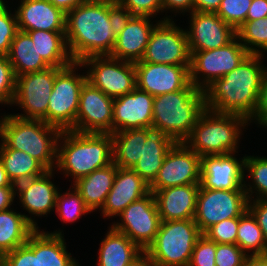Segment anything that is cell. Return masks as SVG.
Returning <instances> with one entry per match:
<instances>
[{"label":"cell","instance_id":"31","mask_svg":"<svg viewBox=\"0 0 267 266\" xmlns=\"http://www.w3.org/2000/svg\"><path fill=\"white\" fill-rule=\"evenodd\" d=\"M33 45L34 42L26 32L19 30L16 33L7 55L15 77L24 73L42 71L50 67Z\"/></svg>","mask_w":267,"mask_h":266},{"label":"cell","instance_id":"20","mask_svg":"<svg viewBox=\"0 0 267 266\" xmlns=\"http://www.w3.org/2000/svg\"><path fill=\"white\" fill-rule=\"evenodd\" d=\"M54 171L47 170L38 177L16 185V195L20 200L19 203L25 211L31 214L26 215L24 213V216L36 229H39V226L34 218L48 216V213L50 214L55 210L56 196L60 189L51 181L56 173Z\"/></svg>","mask_w":267,"mask_h":266},{"label":"cell","instance_id":"39","mask_svg":"<svg viewBox=\"0 0 267 266\" xmlns=\"http://www.w3.org/2000/svg\"><path fill=\"white\" fill-rule=\"evenodd\" d=\"M1 266H38V229L29 236L26 244L2 255Z\"/></svg>","mask_w":267,"mask_h":266},{"label":"cell","instance_id":"29","mask_svg":"<svg viewBox=\"0 0 267 266\" xmlns=\"http://www.w3.org/2000/svg\"><path fill=\"white\" fill-rule=\"evenodd\" d=\"M152 128H136L112 133L113 163L118 168H133L141 158L142 146Z\"/></svg>","mask_w":267,"mask_h":266},{"label":"cell","instance_id":"43","mask_svg":"<svg viewBox=\"0 0 267 266\" xmlns=\"http://www.w3.org/2000/svg\"><path fill=\"white\" fill-rule=\"evenodd\" d=\"M239 218L220 221L208 228L203 235L215 243L236 244Z\"/></svg>","mask_w":267,"mask_h":266},{"label":"cell","instance_id":"24","mask_svg":"<svg viewBox=\"0 0 267 266\" xmlns=\"http://www.w3.org/2000/svg\"><path fill=\"white\" fill-rule=\"evenodd\" d=\"M14 11L20 31L66 29V14L48 0H21Z\"/></svg>","mask_w":267,"mask_h":266},{"label":"cell","instance_id":"42","mask_svg":"<svg viewBox=\"0 0 267 266\" xmlns=\"http://www.w3.org/2000/svg\"><path fill=\"white\" fill-rule=\"evenodd\" d=\"M16 77L8 57L0 55V104L12 107Z\"/></svg>","mask_w":267,"mask_h":266},{"label":"cell","instance_id":"38","mask_svg":"<svg viewBox=\"0 0 267 266\" xmlns=\"http://www.w3.org/2000/svg\"><path fill=\"white\" fill-rule=\"evenodd\" d=\"M55 212L63 223H74L83 215L91 213L80 193L71 185L70 189L62 194L58 191L56 196Z\"/></svg>","mask_w":267,"mask_h":266},{"label":"cell","instance_id":"1","mask_svg":"<svg viewBox=\"0 0 267 266\" xmlns=\"http://www.w3.org/2000/svg\"><path fill=\"white\" fill-rule=\"evenodd\" d=\"M264 54H249L236 68L215 80L205 90L206 109L219 114H235L249 121L259 104L267 67Z\"/></svg>","mask_w":267,"mask_h":266},{"label":"cell","instance_id":"16","mask_svg":"<svg viewBox=\"0 0 267 266\" xmlns=\"http://www.w3.org/2000/svg\"><path fill=\"white\" fill-rule=\"evenodd\" d=\"M114 98L107 96L88 81L81 88L73 131L112 133Z\"/></svg>","mask_w":267,"mask_h":266},{"label":"cell","instance_id":"32","mask_svg":"<svg viewBox=\"0 0 267 266\" xmlns=\"http://www.w3.org/2000/svg\"><path fill=\"white\" fill-rule=\"evenodd\" d=\"M35 230L24 214L14 208L0 212V254L4 255L26 244Z\"/></svg>","mask_w":267,"mask_h":266},{"label":"cell","instance_id":"23","mask_svg":"<svg viewBox=\"0 0 267 266\" xmlns=\"http://www.w3.org/2000/svg\"><path fill=\"white\" fill-rule=\"evenodd\" d=\"M200 184L172 186L150 190L161 221L194 219Z\"/></svg>","mask_w":267,"mask_h":266},{"label":"cell","instance_id":"50","mask_svg":"<svg viewBox=\"0 0 267 266\" xmlns=\"http://www.w3.org/2000/svg\"><path fill=\"white\" fill-rule=\"evenodd\" d=\"M162 5L163 13L167 11L165 14L167 17L164 16L160 19L161 21L172 20V17L167 15L169 10L174 12L175 17L177 13L184 15L185 12L191 13L193 11V0H162Z\"/></svg>","mask_w":267,"mask_h":266},{"label":"cell","instance_id":"37","mask_svg":"<svg viewBox=\"0 0 267 266\" xmlns=\"http://www.w3.org/2000/svg\"><path fill=\"white\" fill-rule=\"evenodd\" d=\"M236 33L250 54L263 55V52H267V17L244 22Z\"/></svg>","mask_w":267,"mask_h":266},{"label":"cell","instance_id":"19","mask_svg":"<svg viewBox=\"0 0 267 266\" xmlns=\"http://www.w3.org/2000/svg\"><path fill=\"white\" fill-rule=\"evenodd\" d=\"M189 16V29H186L189 51L220 48L237 36L236 30L216 13L192 11Z\"/></svg>","mask_w":267,"mask_h":266},{"label":"cell","instance_id":"45","mask_svg":"<svg viewBox=\"0 0 267 266\" xmlns=\"http://www.w3.org/2000/svg\"><path fill=\"white\" fill-rule=\"evenodd\" d=\"M247 256L237 244L216 243V266H243Z\"/></svg>","mask_w":267,"mask_h":266},{"label":"cell","instance_id":"21","mask_svg":"<svg viewBox=\"0 0 267 266\" xmlns=\"http://www.w3.org/2000/svg\"><path fill=\"white\" fill-rule=\"evenodd\" d=\"M154 96L138 87L114 98L112 133L136 128H152Z\"/></svg>","mask_w":267,"mask_h":266},{"label":"cell","instance_id":"10","mask_svg":"<svg viewBox=\"0 0 267 266\" xmlns=\"http://www.w3.org/2000/svg\"><path fill=\"white\" fill-rule=\"evenodd\" d=\"M79 63L88 69L85 70L87 81L107 96L116 98L137 87L134 62L104 55L90 56Z\"/></svg>","mask_w":267,"mask_h":266},{"label":"cell","instance_id":"36","mask_svg":"<svg viewBox=\"0 0 267 266\" xmlns=\"http://www.w3.org/2000/svg\"><path fill=\"white\" fill-rule=\"evenodd\" d=\"M244 173V189L248 200L267 199V157H258L255 155L247 156L246 154ZM246 175L247 177L250 176V179H252L250 181L252 183L249 180H246L248 179L246 178Z\"/></svg>","mask_w":267,"mask_h":266},{"label":"cell","instance_id":"2","mask_svg":"<svg viewBox=\"0 0 267 266\" xmlns=\"http://www.w3.org/2000/svg\"><path fill=\"white\" fill-rule=\"evenodd\" d=\"M65 38L74 62L110 55L116 36L109 20V0H88L68 12Z\"/></svg>","mask_w":267,"mask_h":266},{"label":"cell","instance_id":"53","mask_svg":"<svg viewBox=\"0 0 267 266\" xmlns=\"http://www.w3.org/2000/svg\"><path fill=\"white\" fill-rule=\"evenodd\" d=\"M222 0H193V11L216 13Z\"/></svg>","mask_w":267,"mask_h":266},{"label":"cell","instance_id":"51","mask_svg":"<svg viewBox=\"0 0 267 266\" xmlns=\"http://www.w3.org/2000/svg\"><path fill=\"white\" fill-rule=\"evenodd\" d=\"M267 17V0H252L246 21H254Z\"/></svg>","mask_w":267,"mask_h":266},{"label":"cell","instance_id":"4","mask_svg":"<svg viewBox=\"0 0 267 266\" xmlns=\"http://www.w3.org/2000/svg\"><path fill=\"white\" fill-rule=\"evenodd\" d=\"M60 133L58 127L41 119H23L12 113L0 116V149L26 152L47 170L56 168Z\"/></svg>","mask_w":267,"mask_h":266},{"label":"cell","instance_id":"46","mask_svg":"<svg viewBox=\"0 0 267 266\" xmlns=\"http://www.w3.org/2000/svg\"><path fill=\"white\" fill-rule=\"evenodd\" d=\"M132 15L155 17L163 12L162 0H117Z\"/></svg>","mask_w":267,"mask_h":266},{"label":"cell","instance_id":"11","mask_svg":"<svg viewBox=\"0 0 267 266\" xmlns=\"http://www.w3.org/2000/svg\"><path fill=\"white\" fill-rule=\"evenodd\" d=\"M61 69L49 67L17 76L12 106H18L24 113L13 115L23 119H42L47 114L55 76Z\"/></svg>","mask_w":267,"mask_h":266},{"label":"cell","instance_id":"15","mask_svg":"<svg viewBox=\"0 0 267 266\" xmlns=\"http://www.w3.org/2000/svg\"><path fill=\"white\" fill-rule=\"evenodd\" d=\"M201 157L184 142H176L166 154L150 190L172 186L200 184Z\"/></svg>","mask_w":267,"mask_h":266},{"label":"cell","instance_id":"5","mask_svg":"<svg viewBox=\"0 0 267 266\" xmlns=\"http://www.w3.org/2000/svg\"><path fill=\"white\" fill-rule=\"evenodd\" d=\"M205 110V93L193 84L186 89L155 96L152 129L175 142H184Z\"/></svg>","mask_w":267,"mask_h":266},{"label":"cell","instance_id":"22","mask_svg":"<svg viewBox=\"0 0 267 266\" xmlns=\"http://www.w3.org/2000/svg\"><path fill=\"white\" fill-rule=\"evenodd\" d=\"M149 192V185L133 169L117 168L113 186L100 210L101 214L104 219L118 217L127 206Z\"/></svg>","mask_w":267,"mask_h":266},{"label":"cell","instance_id":"28","mask_svg":"<svg viewBox=\"0 0 267 266\" xmlns=\"http://www.w3.org/2000/svg\"><path fill=\"white\" fill-rule=\"evenodd\" d=\"M100 242L97 266H127L143 250L111 225Z\"/></svg>","mask_w":267,"mask_h":266},{"label":"cell","instance_id":"7","mask_svg":"<svg viewBox=\"0 0 267 266\" xmlns=\"http://www.w3.org/2000/svg\"><path fill=\"white\" fill-rule=\"evenodd\" d=\"M201 235L194 219L161 221L154 241L145 251L154 266H188Z\"/></svg>","mask_w":267,"mask_h":266},{"label":"cell","instance_id":"40","mask_svg":"<svg viewBox=\"0 0 267 266\" xmlns=\"http://www.w3.org/2000/svg\"><path fill=\"white\" fill-rule=\"evenodd\" d=\"M252 0H222L216 14L237 30L244 22Z\"/></svg>","mask_w":267,"mask_h":266},{"label":"cell","instance_id":"18","mask_svg":"<svg viewBox=\"0 0 267 266\" xmlns=\"http://www.w3.org/2000/svg\"><path fill=\"white\" fill-rule=\"evenodd\" d=\"M241 159V160H240ZM245 155L236 152L201 157L200 186L212 190H245Z\"/></svg>","mask_w":267,"mask_h":266},{"label":"cell","instance_id":"17","mask_svg":"<svg viewBox=\"0 0 267 266\" xmlns=\"http://www.w3.org/2000/svg\"><path fill=\"white\" fill-rule=\"evenodd\" d=\"M137 87L150 95L158 96L188 88L190 65H171L135 62Z\"/></svg>","mask_w":267,"mask_h":266},{"label":"cell","instance_id":"25","mask_svg":"<svg viewBox=\"0 0 267 266\" xmlns=\"http://www.w3.org/2000/svg\"><path fill=\"white\" fill-rule=\"evenodd\" d=\"M153 17L134 15L127 26L116 36L114 48L109 56L130 62L140 61L145 53L154 27ZM152 21V22H151Z\"/></svg>","mask_w":267,"mask_h":266},{"label":"cell","instance_id":"13","mask_svg":"<svg viewBox=\"0 0 267 266\" xmlns=\"http://www.w3.org/2000/svg\"><path fill=\"white\" fill-rule=\"evenodd\" d=\"M160 21L152 30L143 58L137 62L190 65L188 36L174 21Z\"/></svg>","mask_w":267,"mask_h":266},{"label":"cell","instance_id":"41","mask_svg":"<svg viewBox=\"0 0 267 266\" xmlns=\"http://www.w3.org/2000/svg\"><path fill=\"white\" fill-rule=\"evenodd\" d=\"M5 2H0V55L7 56L11 43L19 31L15 11L11 12Z\"/></svg>","mask_w":267,"mask_h":266},{"label":"cell","instance_id":"34","mask_svg":"<svg viewBox=\"0 0 267 266\" xmlns=\"http://www.w3.org/2000/svg\"><path fill=\"white\" fill-rule=\"evenodd\" d=\"M0 159L10 181L17 185L42 175L47 169L26 152L16 149H0Z\"/></svg>","mask_w":267,"mask_h":266},{"label":"cell","instance_id":"55","mask_svg":"<svg viewBox=\"0 0 267 266\" xmlns=\"http://www.w3.org/2000/svg\"><path fill=\"white\" fill-rule=\"evenodd\" d=\"M127 266H154L150 256L143 250L135 259H133Z\"/></svg>","mask_w":267,"mask_h":266},{"label":"cell","instance_id":"48","mask_svg":"<svg viewBox=\"0 0 267 266\" xmlns=\"http://www.w3.org/2000/svg\"><path fill=\"white\" fill-rule=\"evenodd\" d=\"M248 210L256 218L267 244V199L248 200Z\"/></svg>","mask_w":267,"mask_h":266},{"label":"cell","instance_id":"14","mask_svg":"<svg viewBox=\"0 0 267 266\" xmlns=\"http://www.w3.org/2000/svg\"><path fill=\"white\" fill-rule=\"evenodd\" d=\"M120 222H114L111 226L128 236L142 250L154 241L158 233L161 219L153 193L134 201L119 215Z\"/></svg>","mask_w":267,"mask_h":266},{"label":"cell","instance_id":"3","mask_svg":"<svg viewBox=\"0 0 267 266\" xmlns=\"http://www.w3.org/2000/svg\"><path fill=\"white\" fill-rule=\"evenodd\" d=\"M113 163L112 133L61 131L57 143L56 171L63 172L72 183L94 170Z\"/></svg>","mask_w":267,"mask_h":266},{"label":"cell","instance_id":"49","mask_svg":"<svg viewBox=\"0 0 267 266\" xmlns=\"http://www.w3.org/2000/svg\"><path fill=\"white\" fill-rule=\"evenodd\" d=\"M252 122L259 124L261 128L267 129V70L262 81L259 104L250 123Z\"/></svg>","mask_w":267,"mask_h":266},{"label":"cell","instance_id":"54","mask_svg":"<svg viewBox=\"0 0 267 266\" xmlns=\"http://www.w3.org/2000/svg\"><path fill=\"white\" fill-rule=\"evenodd\" d=\"M56 8L62 10L65 14L70 12L73 8L87 2L88 0H48Z\"/></svg>","mask_w":267,"mask_h":266},{"label":"cell","instance_id":"8","mask_svg":"<svg viewBox=\"0 0 267 266\" xmlns=\"http://www.w3.org/2000/svg\"><path fill=\"white\" fill-rule=\"evenodd\" d=\"M80 68L79 62H73L56 74L47 114L41 119L61 131L75 127L80 91L87 81L86 72L76 73Z\"/></svg>","mask_w":267,"mask_h":266},{"label":"cell","instance_id":"9","mask_svg":"<svg viewBox=\"0 0 267 266\" xmlns=\"http://www.w3.org/2000/svg\"><path fill=\"white\" fill-rule=\"evenodd\" d=\"M190 54V82L204 91L215 80L236 68L250 53L236 36L220 48L190 51Z\"/></svg>","mask_w":267,"mask_h":266},{"label":"cell","instance_id":"33","mask_svg":"<svg viewBox=\"0 0 267 266\" xmlns=\"http://www.w3.org/2000/svg\"><path fill=\"white\" fill-rule=\"evenodd\" d=\"M63 230L38 229V266H80L67 250Z\"/></svg>","mask_w":267,"mask_h":266},{"label":"cell","instance_id":"56","mask_svg":"<svg viewBox=\"0 0 267 266\" xmlns=\"http://www.w3.org/2000/svg\"><path fill=\"white\" fill-rule=\"evenodd\" d=\"M243 266H267V254L266 255H254L247 256Z\"/></svg>","mask_w":267,"mask_h":266},{"label":"cell","instance_id":"30","mask_svg":"<svg viewBox=\"0 0 267 266\" xmlns=\"http://www.w3.org/2000/svg\"><path fill=\"white\" fill-rule=\"evenodd\" d=\"M42 59L50 67L65 68L72 60L65 38V31L34 30L26 32Z\"/></svg>","mask_w":267,"mask_h":266},{"label":"cell","instance_id":"12","mask_svg":"<svg viewBox=\"0 0 267 266\" xmlns=\"http://www.w3.org/2000/svg\"><path fill=\"white\" fill-rule=\"evenodd\" d=\"M247 210L245 190H212L200 186L194 220L203 234L212 225L239 218Z\"/></svg>","mask_w":267,"mask_h":266},{"label":"cell","instance_id":"44","mask_svg":"<svg viewBox=\"0 0 267 266\" xmlns=\"http://www.w3.org/2000/svg\"><path fill=\"white\" fill-rule=\"evenodd\" d=\"M216 243L201 235L194 246L188 266H216Z\"/></svg>","mask_w":267,"mask_h":266},{"label":"cell","instance_id":"27","mask_svg":"<svg viewBox=\"0 0 267 266\" xmlns=\"http://www.w3.org/2000/svg\"><path fill=\"white\" fill-rule=\"evenodd\" d=\"M175 143L169 136L153 130L142 146L141 158L132 169L150 185L157 177L166 154Z\"/></svg>","mask_w":267,"mask_h":266},{"label":"cell","instance_id":"35","mask_svg":"<svg viewBox=\"0 0 267 266\" xmlns=\"http://www.w3.org/2000/svg\"><path fill=\"white\" fill-rule=\"evenodd\" d=\"M236 244L248 256L249 254L251 256L267 254V244L263 232L249 210L239 217Z\"/></svg>","mask_w":267,"mask_h":266},{"label":"cell","instance_id":"47","mask_svg":"<svg viewBox=\"0 0 267 266\" xmlns=\"http://www.w3.org/2000/svg\"><path fill=\"white\" fill-rule=\"evenodd\" d=\"M129 10L117 0H109V20L115 36H117L133 17Z\"/></svg>","mask_w":267,"mask_h":266},{"label":"cell","instance_id":"57","mask_svg":"<svg viewBox=\"0 0 267 266\" xmlns=\"http://www.w3.org/2000/svg\"><path fill=\"white\" fill-rule=\"evenodd\" d=\"M0 187H16L8 178L7 172L4 169L3 163L0 159Z\"/></svg>","mask_w":267,"mask_h":266},{"label":"cell","instance_id":"6","mask_svg":"<svg viewBox=\"0 0 267 266\" xmlns=\"http://www.w3.org/2000/svg\"><path fill=\"white\" fill-rule=\"evenodd\" d=\"M248 124L250 121L243 116L206 109L184 143L200 157L238 153L243 129Z\"/></svg>","mask_w":267,"mask_h":266},{"label":"cell","instance_id":"52","mask_svg":"<svg viewBox=\"0 0 267 266\" xmlns=\"http://www.w3.org/2000/svg\"><path fill=\"white\" fill-rule=\"evenodd\" d=\"M16 198V187H0V212L11 209Z\"/></svg>","mask_w":267,"mask_h":266},{"label":"cell","instance_id":"26","mask_svg":"<svg viewBox=\"0 0 267 266\" xmlns=\"http://www.w3.org/2000/svg\"><path fill=\"white\" fill-rule=\"evenodd\" d=\"M117 168L114 163H111L73 183V187L80 193L91 212L98 209L100 211L104 206L107 195L113 186Z\"/></svg>","mask_w":267,"mask_h":266},{"label":"cell","instance_id":"58","mask_svg":"<svg viewBox=\"0 0 267 266\" xmlns=\"http://www.w3.org/2000/svg\"><path fill=\"white\" fill-rule=\"evenodd\" d=\"M2 264V255L0 254V266Z\"/></svg>","mask_w":267,"mask_h":266}]
</instances>
